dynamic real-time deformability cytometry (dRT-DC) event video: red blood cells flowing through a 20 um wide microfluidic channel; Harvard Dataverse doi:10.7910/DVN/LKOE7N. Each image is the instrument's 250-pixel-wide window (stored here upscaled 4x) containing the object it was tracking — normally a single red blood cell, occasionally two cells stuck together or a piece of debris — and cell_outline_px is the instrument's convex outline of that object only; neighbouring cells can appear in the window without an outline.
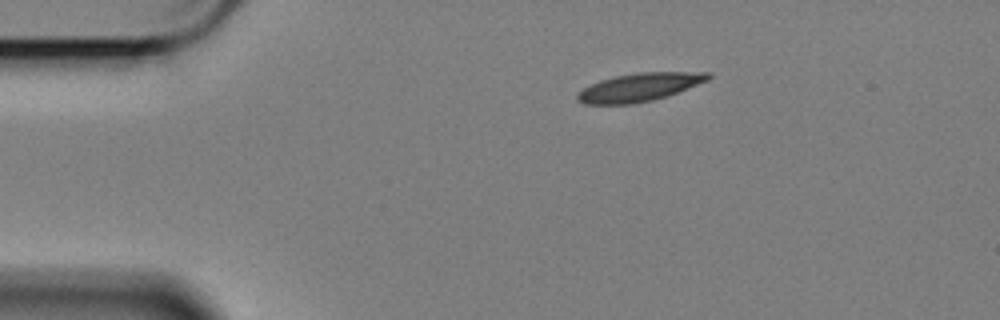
{"species": "Egyptian fruit bat (a non-hibernating species)", "species_latin": "Rousettus aegyptiacus", "temperature_condition": "cold", "stored_images_in_passage": 49, "camera_frame_rate_fps": 3000, "um_per_image_px": 0.085, "animal": {"sex": "female"}, "frame": {"image": 1, "passage_image": 1, "time_ms": 0.0, "image_size_px": [1000, 320], "cell_outline_px": [[712, 76], [708, 80], [676, 92], [652, 100], [632, 104], [584, 104], [576, 100], [576, 92], [600, 80], [616, 76], [636, 72], [708, 72]], "centroid_in_image_um": [54.29, 7.41], "position_along_channel_um": 30.7, "area_um2": 21.27}}
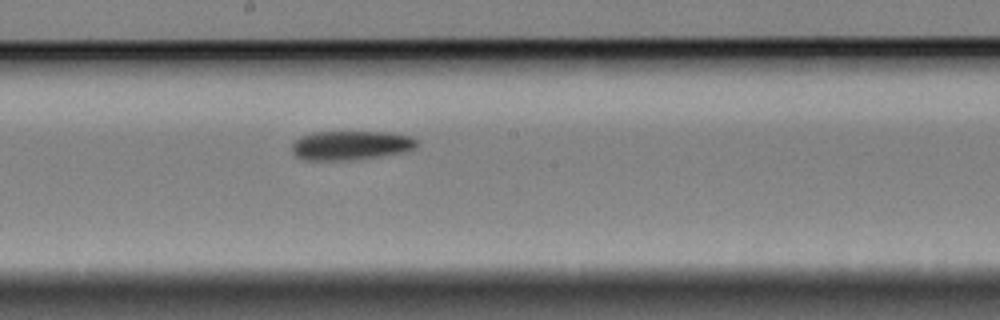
{"frame": {"image": 2, "passage_image": 22, "time_ms": 7.0, "image_size_px": [1000, 320], "cell_outline_px": [[420, 144], [416, 148], [408, 152], [380, 156], [348, 160], [304, 160], [296, 156], [292, 152], [292, 144], [300, 136], [312, 132], [392, 132], [412, 136]], "centroid_in_image_um": [29.87, 12.35], "position_along_channel_um": 218.3, "area_um2": 21.56}}
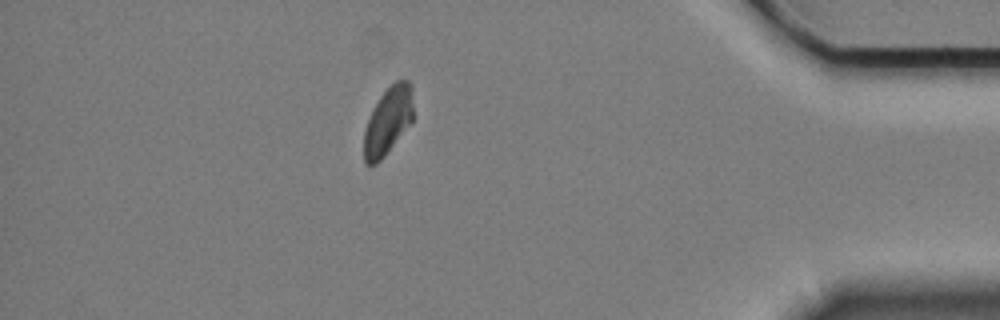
{"frame": {"image": 3, "passage_image": 42, "time_ms": 13.667, "image_size_px": [1000, 320], "cell_outline_px": [[412, 120], [384, 156], [376, 164], [364, 164], [364, 132], [368, 120], [380, 96], [396, 80], [408, 80], [412, 88]], "centroid_in_image_um": [32.97, 10.27], "position_along_channel_um": 402.2, "area_um2": 18.84}, "authors_computed_cell_mechanics": {"area_um2": 21.2126, "velocity_mm_per_s": 3.3633, "shape_relaxation_time_tau1_ms": 7.222, "shape_relaxation_time_tau2_ms": null, "deformation_change_tau1": 0.1479, "deformation_change_tau2": null}}